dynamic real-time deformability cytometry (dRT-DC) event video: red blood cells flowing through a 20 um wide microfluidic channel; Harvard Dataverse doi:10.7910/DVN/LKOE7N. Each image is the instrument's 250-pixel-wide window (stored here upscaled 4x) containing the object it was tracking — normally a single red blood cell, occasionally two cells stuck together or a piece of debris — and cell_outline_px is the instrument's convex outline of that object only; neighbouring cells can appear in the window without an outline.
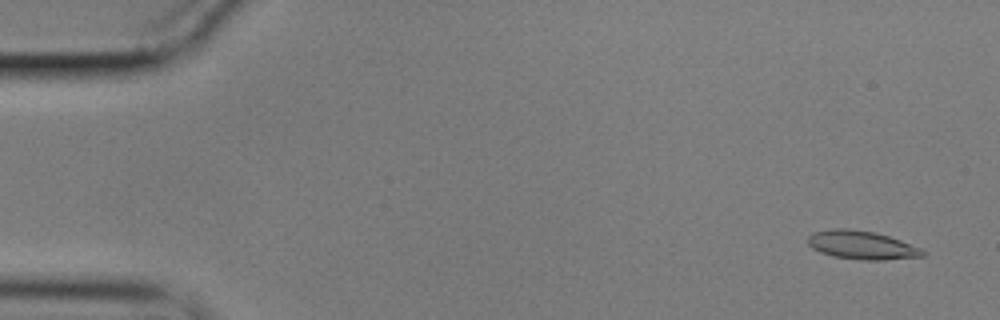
{"species": "common noctule bat (a hibernating species)", "species_latin": "Nyctalus noctula", "temperature_condition": "cold", "stored_images_in_passage": 14, "camera_frame_rate_fps": 3000, "um_per_image_px": 0.085, "animal": {"sex": "male", "body_mass_g": 17.9}, "frame": {"image": 1, "passage_image": 3, "time_ms": 0.667, "image_size_px": [1000, 320], "cell_outline_px": [[928, 252], [924, 256], [884, 260], [864, 260], [832, 256], [820, 252], [812, 248], [808, 244], [808, 236], [812, 232], [832, 228], [848, 228], [872, 232], [888, 236], [900, 240], [920, 248]], "centroid_in_image_um": [73.23, 20.83], "position_along_channel_um": 11.8, "area_um2": 19.07}}